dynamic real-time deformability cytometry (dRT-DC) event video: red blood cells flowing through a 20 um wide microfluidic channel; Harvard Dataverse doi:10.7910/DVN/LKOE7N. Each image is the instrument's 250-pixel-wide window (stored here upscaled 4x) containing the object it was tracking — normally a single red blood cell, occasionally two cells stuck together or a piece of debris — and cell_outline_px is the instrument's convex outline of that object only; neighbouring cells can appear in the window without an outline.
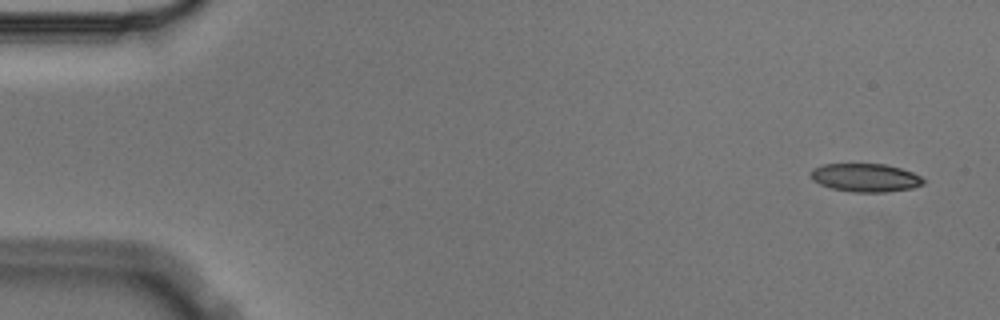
{"species": "Egyptian fruit bat (a non-hibernating species)", "species_latin": "Rousettus aegyptiacus", "temperature_condition": "cold", "stored_images_in_passage": 4, "camera_frame_rate_fps": 3000, "um_per_image_px": 0.085, "animal": {"sex": "male"}, "frame": {"image": 1, "passage_image": 1, "time_ms": 0.0, "image_size_px": [1000, 320], "cell_outline_px": [[924, 184], [912, 188], [884, 192], [852, 192], [832, 188], [820, 184], [812, 180], [812, 168], [824, 164], [884, 164], [900, 168], [912, 172], [920, 176], [924, 180]], "centroid_in_image_um": [73.57, 15.1], "position_along_channel_um": 11.4, "area_um2": 18.44}}
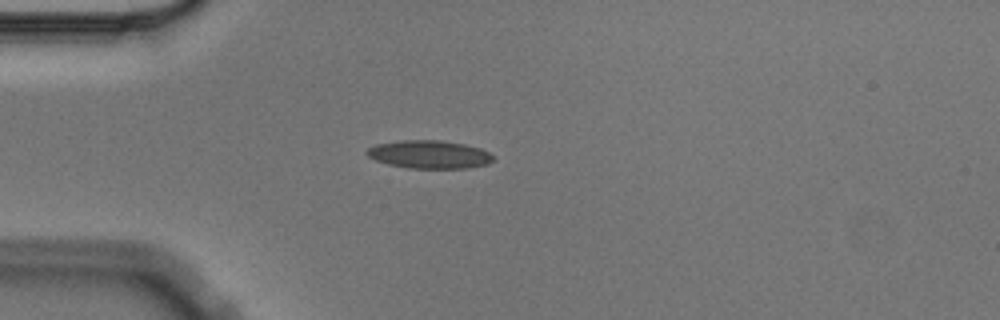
{"frame": {"image": 2, "passage_image": 3, "time_ms": 0.667, "image_size_px": [1000, 320], "cell_outline_px": [[492, 160], [488, 164], [468, 168], [408, 168], [388, 164], [376, 160], [368, 156], [364, 152], [368, 148], [376, 144], [404, 140], [440, 140], [464, 144], [480, 148], [488, 152], [492, 156]], "centroid_in_image_um": [36.47, 13.13], "position_along_channel_um": 48.5, "area_um2": 20.58}}